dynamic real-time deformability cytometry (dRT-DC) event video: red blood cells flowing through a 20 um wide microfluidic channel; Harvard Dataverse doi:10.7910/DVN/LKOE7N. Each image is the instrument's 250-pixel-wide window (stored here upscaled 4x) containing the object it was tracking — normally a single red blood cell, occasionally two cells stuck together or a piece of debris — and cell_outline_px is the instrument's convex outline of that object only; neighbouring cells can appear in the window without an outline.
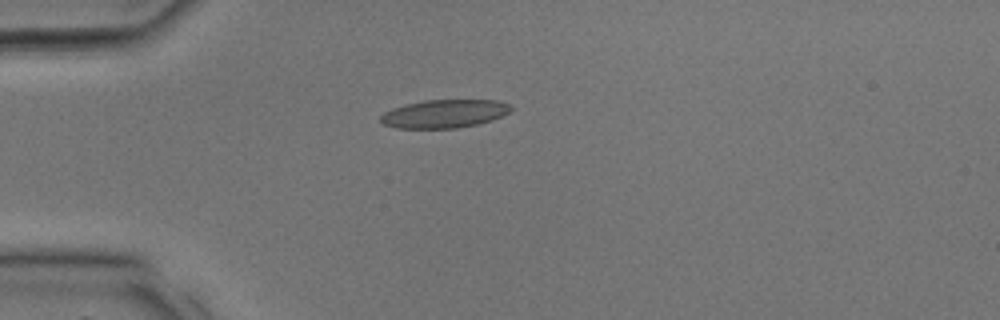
{"species": "common noctule bat (a hibernating species)", "species_latin": "Nyctalus noctula", "temperature_condition": "room temperature", "stored_images_in_passage": 20, "camera_frame_rate_fps": 3000, "um_per_image_px": 0.085, "animal": {"sex": "male", "body_mass_g": 17.9, "forearm_length_mm": 54.2}, "frame": {"image": 1, "passage_image": 9, "time_ms": 2.667, "image_size_px": [1000, 320], "cell_outline_px": [[512, 108], [508, 112], [492, 120], [480, 124], [456, 128], [396, 128], [384, 124], [380, 120], [380, 116], [384, 112], [392, 108], [404, 104], [424, 100], [496, 100], [508, 104]], "centroid_in_image_um": [37.73, 9.67], "position_along_channel_um": 47.3, "area_um2": 21.44}}